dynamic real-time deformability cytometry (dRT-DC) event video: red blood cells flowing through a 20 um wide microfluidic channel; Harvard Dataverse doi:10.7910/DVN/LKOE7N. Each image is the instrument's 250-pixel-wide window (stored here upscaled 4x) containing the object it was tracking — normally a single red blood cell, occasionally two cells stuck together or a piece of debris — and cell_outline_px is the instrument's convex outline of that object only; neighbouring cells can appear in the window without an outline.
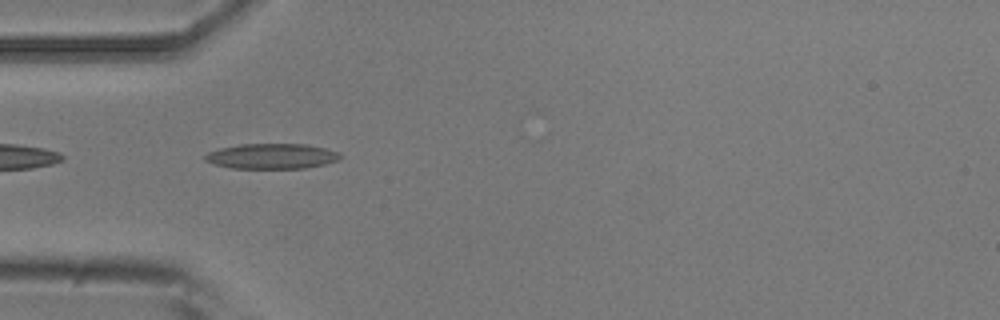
{"species": "common noctule bat (a hibernating species)", "species_latin": "Nyctalus noctula", "temperature_condition": "room temperature", "stored_images_in_passage": 50, "camera_frame_rate_fps": 3000, "um_per_image_px": 0.085, "animal": {"sex": "male", "body_mass_g": 20.5, "forearm_length_mm": 52.5}, "frame": {"image": 1, "passage_image": 15, "time_ms": 4.667, "image_size_px": [1000, 320], "cell_outline_px": [[344, 156], [340, 160], [324, 164], [304, 168], [232, 168], [212, 164], [204, 160], [204, 156], [208, 152], [220, 148], [240, 144], [304, 144], [324, 148], [340, 152]], "centroid_in_image_um": [23.11, 13.28], "position_along_channel_um": 61.9, "area_um2": 20.0}}
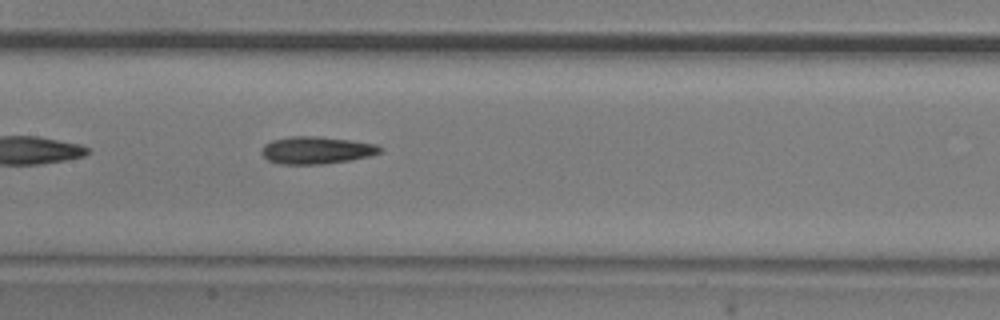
{"frame": {"image": 2, "passage_image": 24, "time_ms": 7.667, "image_size_px": [1000, 320], "cell_outline_px": [[384, 148], [380, 152], [368, 156], [348, 160], [324, 164], [280, 164], [268, 160], [260, 152], [264, 144], [272, 140], [292, 136], [316, 136], [352, 140], [376, 144]], "centroid_in_image_um": [26.88, 12.76], "position_along_channel_um": 180.5, "area_um2": 18.84}}
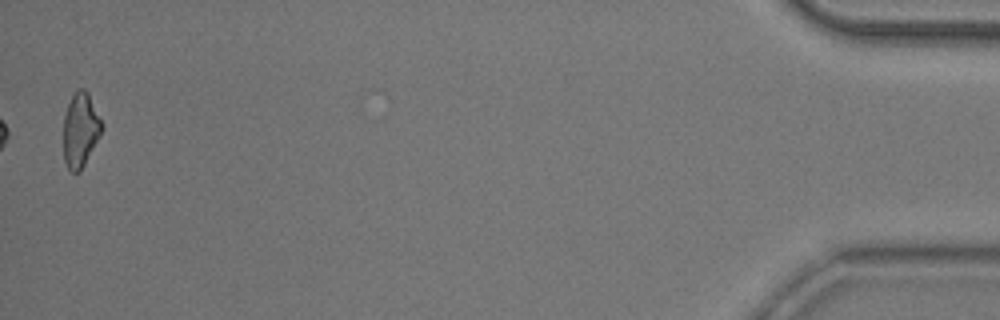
{"frame": {"image": 3, "passage_image": 50, "time_ms": 16.333, "image_size_px": [1000, 320], "cell_outline_px": [[104, 124], [100, 136], [80, 172], [72, 172], [68, 168], [64, 160], [64, 116], [68, 104], [72, 96], [80, 88], [84, 88], [88, 92]], "centroid_in_image_um": [6.86, 11.04], "position_along_channel_um": 428.3, "area_um2": 16.59}, "authors_computed_cell_mechanics": {"area_um2": 18.2648, "velocity_mm_per_s": 3.9518, "shape_relaxation_time_tau1_ms": 6.1067, "shape_relaxation_time_tau2_ms": 9.8838, "deformation_change_tau1": 0.1361, "deformation_change_tau2": 0.2584}}